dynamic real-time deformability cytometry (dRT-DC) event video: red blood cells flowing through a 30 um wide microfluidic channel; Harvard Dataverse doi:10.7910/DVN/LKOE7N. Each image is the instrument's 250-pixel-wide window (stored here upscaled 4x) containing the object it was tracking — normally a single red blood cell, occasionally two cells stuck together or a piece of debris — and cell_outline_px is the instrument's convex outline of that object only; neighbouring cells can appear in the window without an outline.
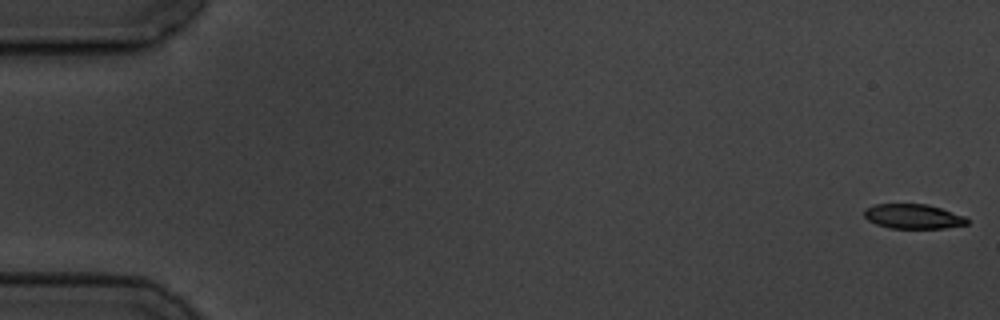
{"species": "common noctule bat (a hibernating species)", "species_latin": "Nyctalus noctula", "temperature_condition": "cold", "stored_images_in_passage": 9, "camera_frame_rate_fps": 3000, "um_per_image_px": 0.085, "animal": {"sex": "male", "body_mass_g": 19.5, "forearm_length_mm": 54.6}, "frame": {"image": 1, "passage_image": 1, "time_ms": 0.0, "image_size_px": [1000, 320], "cell_outline_px": [[968, 224], [944, 228], [888, 228], [876, 224], [868, 220], [864, 216], [864, 208], [872, 204], [928, 204], [964, 216], [968, 220]], "centroid_in_image_um": [77.57, 18.39], "position_along_channel_um": 7.4, "area_um2": 14.8}}
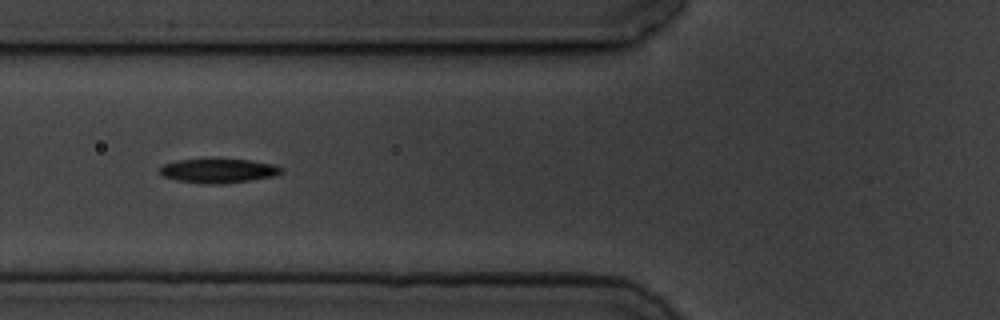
{"frame": {"image": 2, "passage_image": 7, "time_ms": 7.0, "image_size_px": [1000, 320], "cell_outline_px": [[284, 172], [276, 176], [252, 180], [220, 184], [208, 184], [176, 180], [164, 176], [160, 172], [160, 168], [164, 164], [180, 160], [212, 156], [252, 160], [276, 164], [284, 168]], "centroid_in_image_um": [18.65, 14.47], "position_along_channel_um": 107.2, "area_um2": 18.09}}
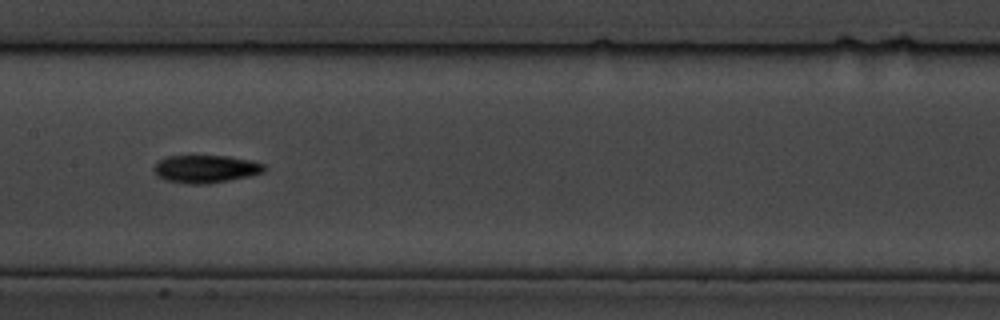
{"frame": {"image": 3, "passage_image": 9, "time_ms": 9.333, "image_size_px": [1000, 320], "cell_outline_px": [[264, 172], [248, 176], [208, 184], [188, 184], [164, 180], [156, 176], [152, 168], [160, 160], [168, 156], [228, 156], [252, 160], [264, 164]], "centroid_in_image_um": [17.45, 14.36], "position_along_channel_um": 189.9, "area_um2": 17.86}}